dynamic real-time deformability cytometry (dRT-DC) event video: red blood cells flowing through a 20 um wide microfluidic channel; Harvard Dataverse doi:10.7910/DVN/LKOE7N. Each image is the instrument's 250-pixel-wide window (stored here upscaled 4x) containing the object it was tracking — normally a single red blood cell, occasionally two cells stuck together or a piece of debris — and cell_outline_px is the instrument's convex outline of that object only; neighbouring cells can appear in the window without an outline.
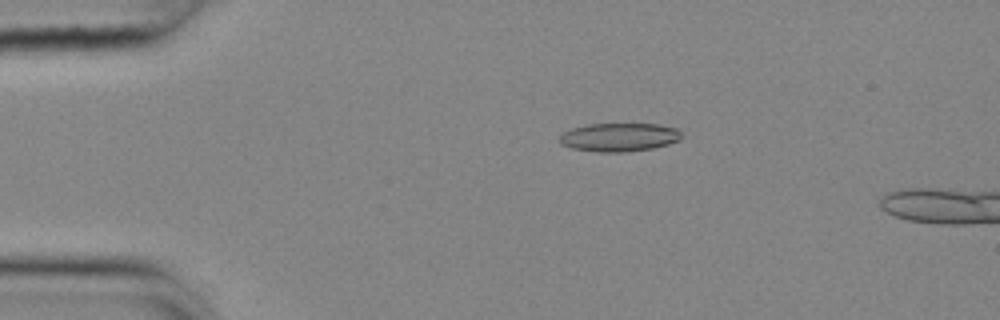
{"species": "common noctule bat (a hibernating species)", "species_latin": "Nyctalus noctula", "temperature_condition": "cold", "stored_images_in_passage": 45, "camera_frame_rate_fps": 3000, "um_per_image_px": 0.085, "animal": {"sex": "female", "body_mass_g": 25.1}, "frame": {"image": 1, "passage_image": 3, "time_ms": 0.667, "image_size_px": [1000, 320], "cell_outline_px": [[684, 136], [680, 140], [668, 144], [652, 148], [624, 152], [596, 152], [572, 148], [560, 144], [560, 136], [564, 132], [572, 128], [588, 124], [660, 124], [676, 128]], "centroid_in_image_um": [52.65, 11.66], "position_along_channel_um": 32.4, "area_um2": 20.29}}
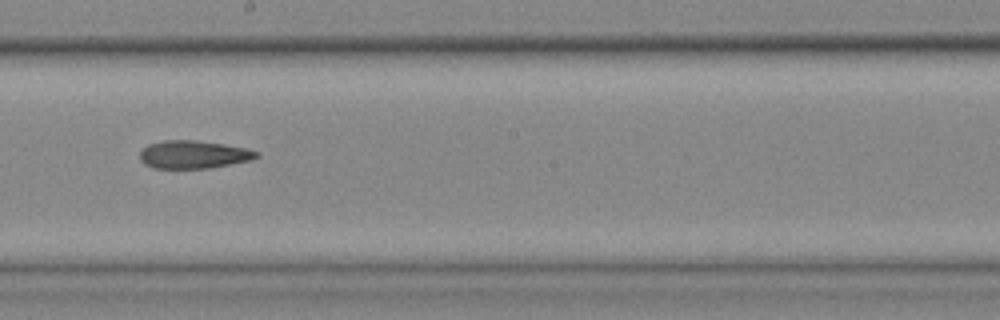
{"frame": {"image": 2, "passage_image": 23, "time_ms": 7.333, "image_size_px": [1000, 320], "cell_outline_px": [[260, 156], [252, 160], [208, 168], [152, 168], [144, 164], [140, 160], [140, 152], [148, 144], [164, 140], [196, 140], [224, 144], [244, 148], [260, 152]], "centroid_in_image_um": [16.45, 13.13], "position_along_channel_um": 231.8, "area_um2": 19.02}}
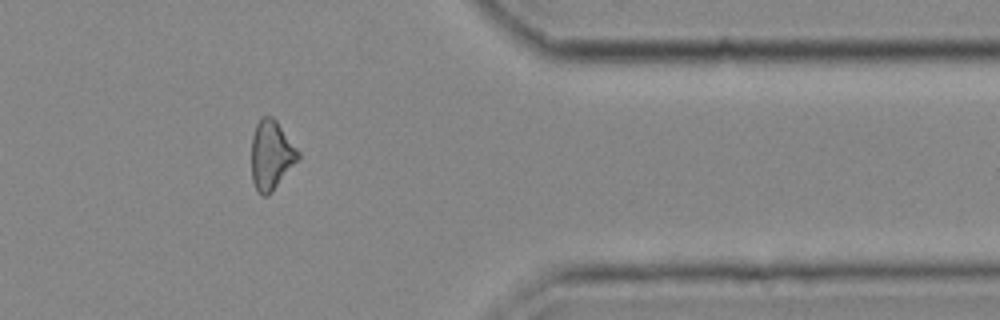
{"frame": {"image": 3, "passage_image": 37, "time_ms": 12.0, "image_size_px": [1000, 320], "cell_outline_px": [[300, 156], [272, 192], [268, 196], [264, 196], [256, 188], [252, 180], [252, 136], [256, 124], [260, 116], [272, 116], [276, 120], [300, 152]], "centroid_in_image_um": [23.04, 13.15], "position_along_channel_um": 388.4, "area_um2": 18.61}}